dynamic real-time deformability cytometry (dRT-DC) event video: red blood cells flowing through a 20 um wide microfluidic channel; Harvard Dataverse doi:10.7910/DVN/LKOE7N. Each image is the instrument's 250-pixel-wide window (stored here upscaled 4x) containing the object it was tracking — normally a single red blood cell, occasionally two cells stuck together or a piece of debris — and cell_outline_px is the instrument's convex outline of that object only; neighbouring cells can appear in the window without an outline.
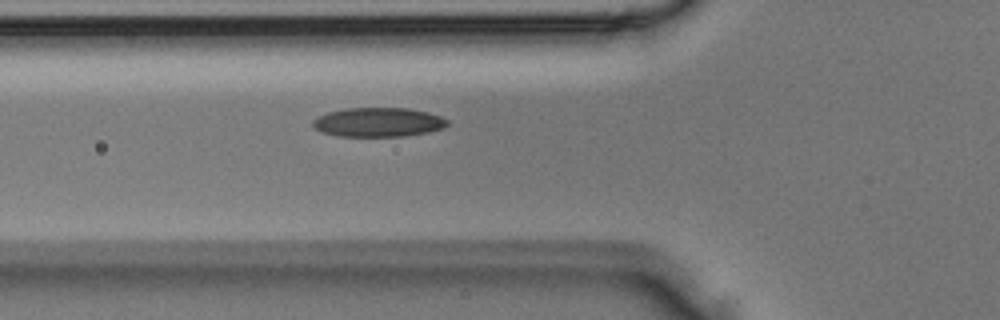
{"species": "Egyptian fruit bat (a non-hibernating species)", "species_latin": "Rousettus aegyptiacus", "temperature_condition": "room temperature", "stored_images_in_passage": 5, "camera_frame_rate_fps": 3000, "um_per_image_px": 0.085, "animal": {"sex": "male"}, "frame": {"image": 1, "passage_image": 5, "time_ms": 1.333, "image_size_px": [1000, 320], "cell_outline_px": [[448, 124], [444, 128], [428, 132], [404, 136], [336, 136], [320, 132], [312, 124], [312, 120], [328, 112], [348, 108], [408, 108], [428, 112], [440, 116], [448, 120]], "centroid_in_image_um": [32.16, 10.39], "position_along_channel_um": 93.6, "area_um2": 22.89}}